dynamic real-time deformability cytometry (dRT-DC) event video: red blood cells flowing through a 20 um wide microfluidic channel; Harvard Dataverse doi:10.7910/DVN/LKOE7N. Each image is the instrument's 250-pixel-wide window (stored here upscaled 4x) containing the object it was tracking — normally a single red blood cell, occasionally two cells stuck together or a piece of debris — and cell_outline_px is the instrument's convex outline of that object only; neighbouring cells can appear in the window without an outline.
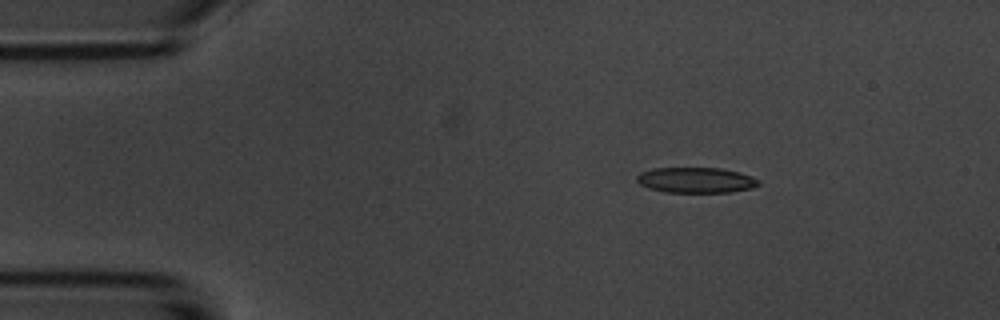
{"species": "common noctule bat (a hibernating species)", "species_latin": "Nyctalus noctula", "temperature_condition": "room temperature", "stored_images_in_passage": 5, "segment_of_instrument_passage": [1, 2], "camera_frame_rate_fps": 3000, "um_per_image_px": 0.085, "animal": {"sex": "male", "body_mass_g": 20.1, "forearm_length_mm": 53.5}, "frame": {"image": 1, "passage_image": 2, "time_ms": 1.0, "image_size_px": [1000, 320], "cell_outline_px": [[760, 184], [752, 188], [732, 192], [664, 192], [648, 188], [640, 184], [636, 180], [636, 176], [640, 172], [652, 168], [720, 168], [740, 172], [752, 176], [760, 180]], "centroid_in_image_um": [59.16, 15.31], "position_along_channel_um": 25.8, "area_um2": 18.26}}